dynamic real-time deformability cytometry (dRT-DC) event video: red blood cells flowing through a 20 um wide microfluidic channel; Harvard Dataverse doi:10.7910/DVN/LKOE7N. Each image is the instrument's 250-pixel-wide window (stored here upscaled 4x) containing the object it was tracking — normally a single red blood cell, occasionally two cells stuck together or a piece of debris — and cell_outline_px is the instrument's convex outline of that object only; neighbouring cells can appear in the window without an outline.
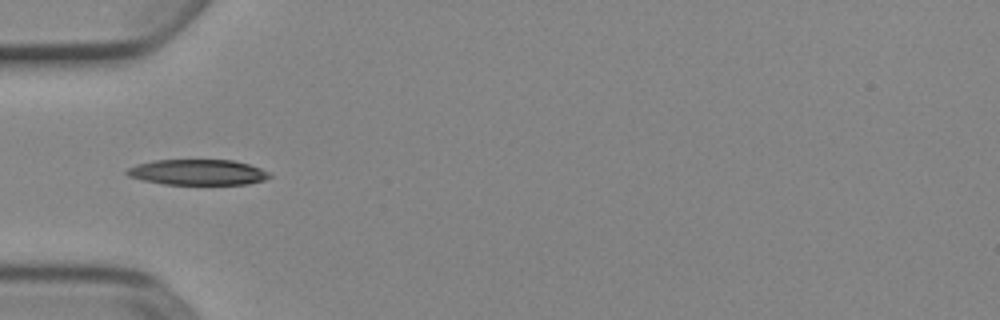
{"species": "Egyptian fruit bat (a non-hibernating species)", "species_latin": "Rousettus aegyptiacus", "temperature_condition": "cold", "stored_images_in_passage": 5, "camera_frame_rate_fps": 3000, "um_per_image_px": 0.085, "animal": {"sex": "female"}, "frame": {"image": 1, "passage_image": 5, "time_ms": 1.333, "image_size_px": [1000, 320], "cell_outline_px": [[272, 176], [264, 180], [248, 184], [164, 184], [144, 180], [128, 176], [124, 172], [128, 168], [136, 164], [156, 160], [232, 160], [248, 164], [260, 168], [268, 172]], "centroid_in_image_um": [16.8, 14.64], "position_along_channel_um": 68.2, "area_um2": 21.15}}